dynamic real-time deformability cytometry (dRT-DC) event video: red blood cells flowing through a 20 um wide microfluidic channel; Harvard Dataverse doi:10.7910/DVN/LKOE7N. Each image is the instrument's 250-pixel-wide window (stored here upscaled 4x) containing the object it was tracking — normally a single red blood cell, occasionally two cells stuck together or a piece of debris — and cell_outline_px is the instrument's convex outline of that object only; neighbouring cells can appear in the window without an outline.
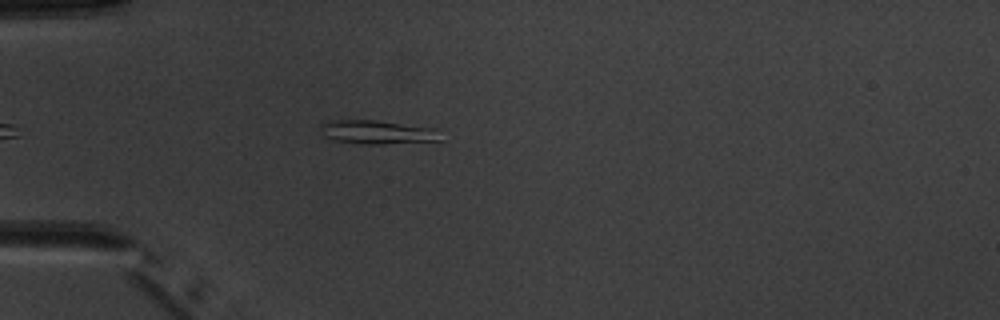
{"species": "common noctule bat (a hibernating species)", "species_latin": "Nyctalus noctula", "temperature_condition": "warm", "stored_images_in_passage": 2, "camera_frame_rate_fps": 3000, "um_per_image_px": 0.085, "animal": {"sex": "male", "body_mass_g": 20.1, "forearm_length_mm": 53.5}, "frame": {"image": 1, "passage_image": 1, "time_ms": 0.0, "image_size_px": [1000, 320], "cell_outline_px": [[444, 140], [380, 144], [364, 144], [332, 140], [324, 136], [320, 124], [328, 120], [376, 120], [440, 128]], "centroid_in_image_um": [32.16, 11.22], "position_along_channel_um": 52.8, "area_um2": 16.99}}